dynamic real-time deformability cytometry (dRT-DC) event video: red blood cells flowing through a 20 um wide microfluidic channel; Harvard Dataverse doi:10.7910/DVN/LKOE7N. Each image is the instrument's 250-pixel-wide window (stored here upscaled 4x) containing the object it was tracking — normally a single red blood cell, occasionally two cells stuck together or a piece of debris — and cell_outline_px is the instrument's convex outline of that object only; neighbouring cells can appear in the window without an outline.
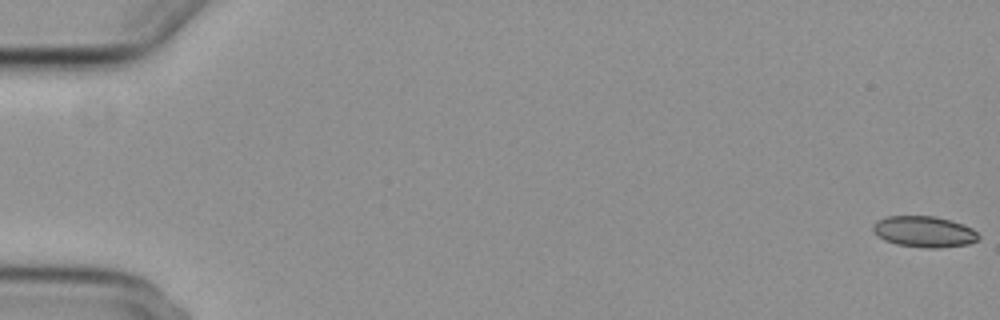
{"species": "common noctule bat (a hibernating species)", "species_latin": "Nyctalus noctula", "temperature_condition": "cold", "stored_images_in_passage": 11, "camera_frame_rate_fps": 3000, "um_per_image_px": 0.085, "animal": {"sex": "female", "body_mass_g": 29.2, "forearm_length_mm": 56.3}, "frame": {"image": 1, "passage_image": 1, "time_ms": 0.0, "image_size_px": [1000, 320], "cell_outline_px": [[980, 236], [976, 240], [968, 244], [936, 248], [928, 248], [896, 244], [884, 240], [872, 228], [872, 224], [876, 220], [884, 216], [936, 216], [964, 224], [972, 228]], "centroid_in_image_um": [78.54, 19.68], "position_along_channel_um": 6.5, "area_um2": 19.07}}